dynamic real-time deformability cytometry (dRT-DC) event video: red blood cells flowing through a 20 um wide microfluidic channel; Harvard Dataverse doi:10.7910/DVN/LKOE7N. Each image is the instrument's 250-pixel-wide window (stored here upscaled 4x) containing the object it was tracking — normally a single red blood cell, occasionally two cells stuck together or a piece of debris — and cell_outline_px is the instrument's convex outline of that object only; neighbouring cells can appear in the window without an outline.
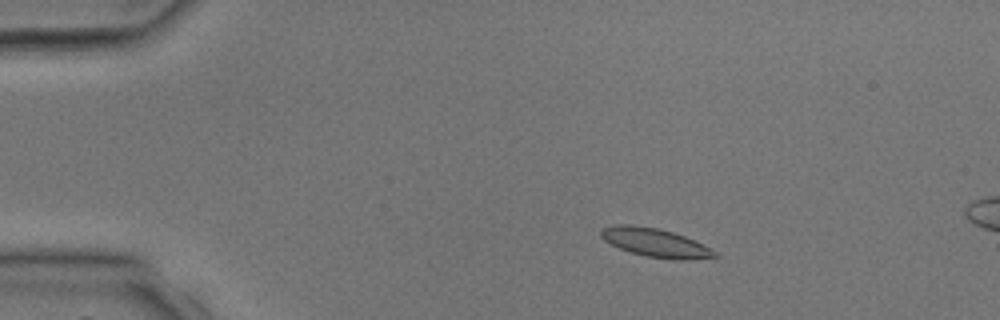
{"species": "common noctule bat (a hibernating species)", "species_latin": "Nyctalus noctula", "temperature_condition": "room temperature", "stored_images_in_passage": 7, "camera_frame_rate_fps": 3000, "um_per_image_px": 0.085, "animal": {"sex": "male", "body_mass_g": 17.9, "forearm_length_mm": 54.2}, "frame": {"image": 1, "passage_image": 3, "time_ms": 0.667, "image_size_px": [1000, 320], "cell_outline_px": [[720, 256], [688, 260], [672, 260], [644, 256], [620, 248], [604, 240], [600, 236], [600, 232], [604, 228], [612, 224], [632, 224], [656, 228], [672, 232], [684, 236], [716, 252]], "centroid_in_image_um": [55.67, 20.63], "position_along_channel_um": 29.3, "area_um2": 18.79}}